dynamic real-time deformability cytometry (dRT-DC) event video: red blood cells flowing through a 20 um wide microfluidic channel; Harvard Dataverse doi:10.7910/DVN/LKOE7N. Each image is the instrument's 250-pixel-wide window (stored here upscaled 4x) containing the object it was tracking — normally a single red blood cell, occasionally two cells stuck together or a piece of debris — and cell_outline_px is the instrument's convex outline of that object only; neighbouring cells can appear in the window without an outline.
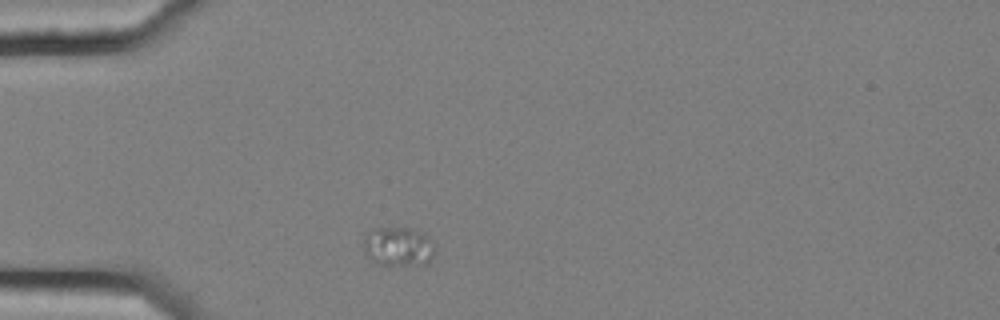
{"species": "common noctule bat (a hibernating species)", "species_latin": "Nyctalus noctula", "temperature_condition": "cold", "stored_images_in_passage": 6, "camera_frame_rate_fps": 3000, "um_per_image_px": 0.085, "animal": {"sex": "female", "body_mass_g": 25.1}, "frame": {"image": 1, "passage_image": 1, "time_ms": 0.0, "image_size_px": [1000, 320], "cell_outline_px": [[436, 248], [428, 264], [380, 264], [372, 260], [364, 252], [364, 232], [372, 228], [412, 228], [428, 236], [436, 244]], "centroid_in_image_um": [33.86, 20.93], "position_along_channel_um": 51.1, "area_um2": 16.42}}